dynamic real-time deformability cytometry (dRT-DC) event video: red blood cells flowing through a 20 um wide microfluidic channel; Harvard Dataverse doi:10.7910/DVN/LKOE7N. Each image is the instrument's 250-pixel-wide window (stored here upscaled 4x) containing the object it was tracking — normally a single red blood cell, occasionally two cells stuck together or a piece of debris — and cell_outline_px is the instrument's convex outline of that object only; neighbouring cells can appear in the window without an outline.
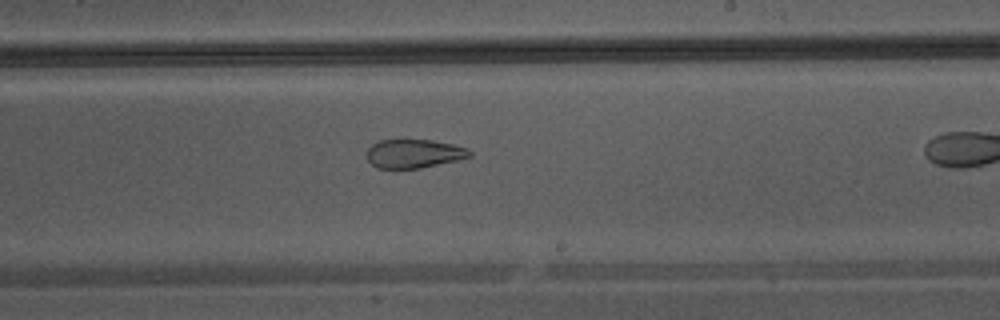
{"species": "Egyptian fruit bat (a non-hibernating species)", "species_latin": "Rousettus aegyptiacus", "temperature_condition": "warm", "stored_images_in_passage": 33, "camera_frame_rate_fps": 3000, "um_per_image_px": 0.085, "animal": {"sex": "male"}, "frame": {"image": 1, "passage_image": 24, "time_ms": 7.667, "image_size_px": [1000, 320], "cell_outline_px": [[472, 156], [456, 160], [420, 168], [376, 168], [364, 156], [368, 148], [372, 144], [380, 140], [432, 140], [452, 144], [468, 148], [472, 152]], "centroid_in_image_um": [35.15, 13.05], "position_along_channel_um": 253.8, "area_um2": 17.22}}